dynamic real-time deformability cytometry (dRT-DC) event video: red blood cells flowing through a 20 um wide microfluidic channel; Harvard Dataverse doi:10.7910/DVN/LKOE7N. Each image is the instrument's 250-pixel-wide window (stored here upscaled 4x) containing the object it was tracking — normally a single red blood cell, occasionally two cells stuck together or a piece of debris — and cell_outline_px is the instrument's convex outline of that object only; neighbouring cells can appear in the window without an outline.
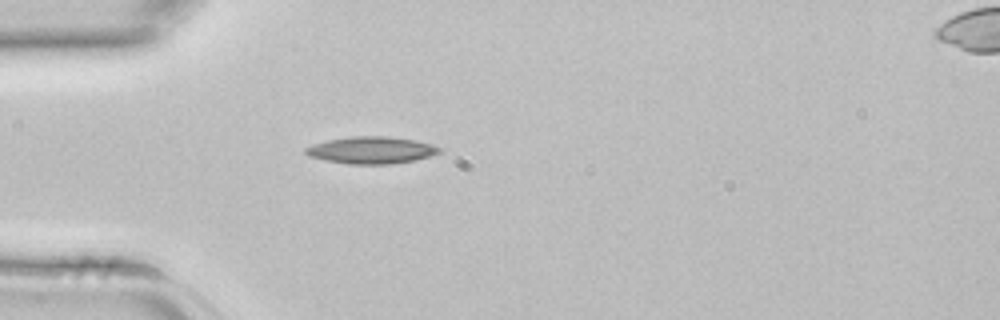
{"species": "common noctule bat (a hibernating species)", "species_latin": "Nyctalus noctula", "temperature_condition": "room temperature", "stored_images_in_passage": 1, "camera_frame_rate_fps": 3000, "um_per_image_px": 0.085, "animal": {"sex": "female", "body_mass_g": 22.7, "forearm_length_mm": 54.2}, "frame": {"image": 1, "passage_image": 1, "time_ms": 0.0, "image_size_px": [1000, 320], "cell_outline_px": [[440, 152], [416, 160], [392, 164], [348, 164], [308, 156], [304, 152], [304, 148], [312, 144], [328, 140], [352, 136], [388, 136], [412, 140], [432, 144], [440, 148]], "centroid_in_image_um": [31.53, 12.76], "position_along_channel_um": 53.5, "area_um2": 20.92}}